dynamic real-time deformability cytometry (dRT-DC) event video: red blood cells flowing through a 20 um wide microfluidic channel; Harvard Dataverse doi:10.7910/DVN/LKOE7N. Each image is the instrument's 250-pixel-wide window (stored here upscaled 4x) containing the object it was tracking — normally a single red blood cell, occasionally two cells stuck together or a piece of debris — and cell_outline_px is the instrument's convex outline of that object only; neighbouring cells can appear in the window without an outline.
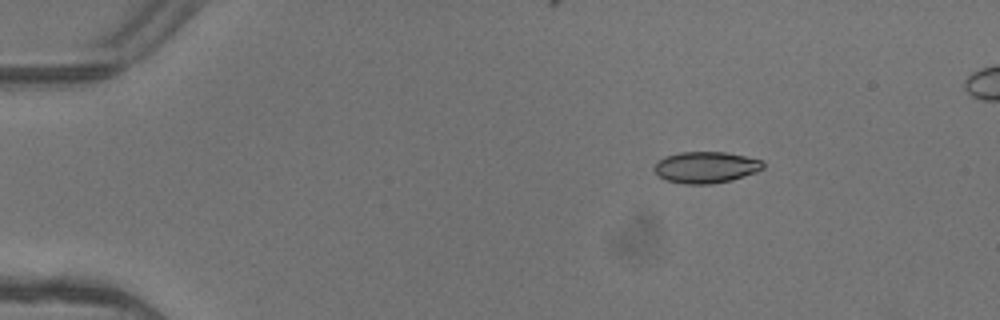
{"species": "common noctule bat (a hibernating species)", "species_latin": "Nyctalus noctula", "temperature_condition": "warm", "stored_images_in_passage": 5, "camera_frame_rate_fps": 3000, "um_per_image_px": 0.085, "animal": {"sex": "female"}, "frame": {"image": 1, "passage_image": 2, "time_ms": 0.333, "image_size_px": [1000, 320], "cell_outline_px": [[764, 168], [756, 172], [732, 180], [712, 184], [684, 184], [668, 180], [660, 176], [656, 172], [656, 160], [664, 156], [680, 152], [724, 152], [764, 160]], "centroid_in_image_um": [60.03, 14.21], "position_along_channel_um": 25.0, "area_um2": 19.88}}